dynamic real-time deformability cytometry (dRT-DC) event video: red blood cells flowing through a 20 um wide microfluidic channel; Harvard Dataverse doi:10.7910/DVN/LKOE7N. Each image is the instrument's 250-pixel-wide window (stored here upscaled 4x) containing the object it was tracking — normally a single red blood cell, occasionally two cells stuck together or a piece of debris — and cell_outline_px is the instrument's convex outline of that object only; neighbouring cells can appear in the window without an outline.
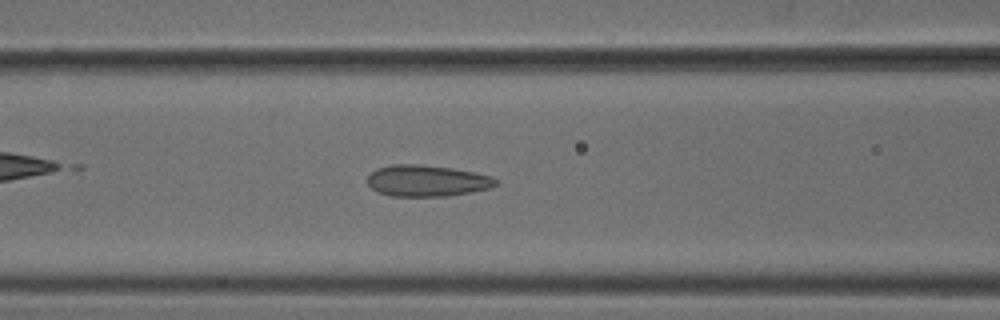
{"species": "common noctule bat (a hibernating species)", "species_latin": "Nyctalus noctula", "temperature_condition": "cold", "stored_images_in_passage": 51, "camera_frame_rate_fps": 3000, "um_per_image_px": 0.085, "animal": {"sex": "male", "body_mass_g": 18.8}, "frame": {"image": 1, "passage_image": 21, "time_ms": 6.667, "image_size_px": [1000, 320], "cell_outline_px": [[500, 180], [496, 184], [488, 188], [472, 192], [448, 196], [392, 196], [376, 192], [368, 184], [368, 176], [376, 168], [392, 164], [420, 164], [452, 168], [492, 176]], "centroid_in_image_um": [36.28, 15.36], "position_along_channel_um": 130.3, "area_um2": 23.52}}
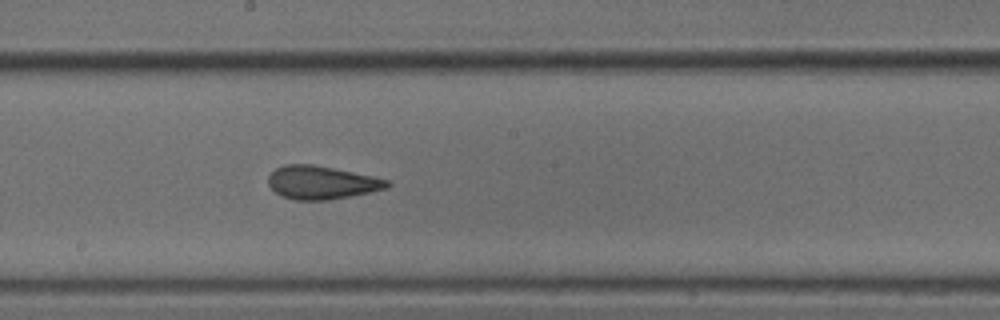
{"frame": {"image": 2, "passage_image": 28, "time_ms": 9.0, "image_size_px": [1000, 320], "cell_outline_px": [[392, 184], [388, 188], [328, 200], [296, 200], [284, 196], [276, 192], [268, 184], [268, 176], [276, 168], [284, 164], [312, 164], [372, 176], [388, 180]], "centroid_in_image_um": [27.32, 15.51], "position_along_channel_um": 220.9, "area_um2": 22.72}}
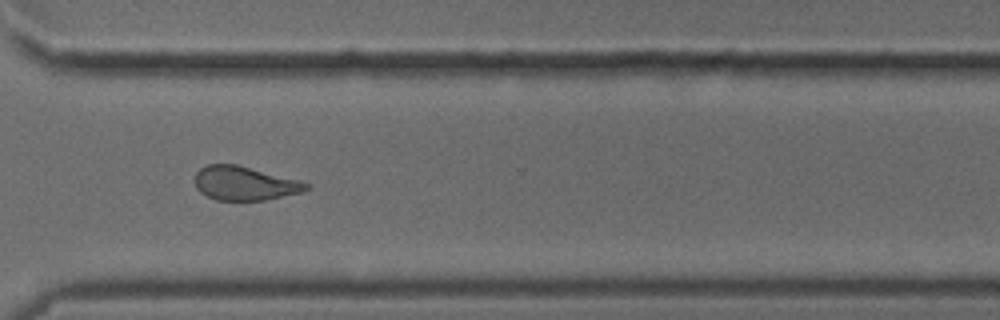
{"frame": {"image": 3, "passage_image": 38, "time_ms": 12.333, "image_size_px": [1000, 320], "cell_outline_px": [[312, 188], [304, 192], [264, 200], [216, 200], [200, 192], [196, 188], [196, 172], [200, 168], [208, 164], [236, 164], [300, 180], [312, 184]], "centroid_in_image_um": [20.85, 15.58], "position_along_channel_um": 349.7, "area_um2": 22.14}, "authors_computed_cell_mechanics": {"area_um2": 23.409, "velocity_mm_per_s": 3.8777, "shape_relaxation_time_tau1_ms": null, "shape_relaxation_time_tau2_ms": 1.4145, "deformation_change_tau1": null, "deformation_change_tau2": 0.0785}}